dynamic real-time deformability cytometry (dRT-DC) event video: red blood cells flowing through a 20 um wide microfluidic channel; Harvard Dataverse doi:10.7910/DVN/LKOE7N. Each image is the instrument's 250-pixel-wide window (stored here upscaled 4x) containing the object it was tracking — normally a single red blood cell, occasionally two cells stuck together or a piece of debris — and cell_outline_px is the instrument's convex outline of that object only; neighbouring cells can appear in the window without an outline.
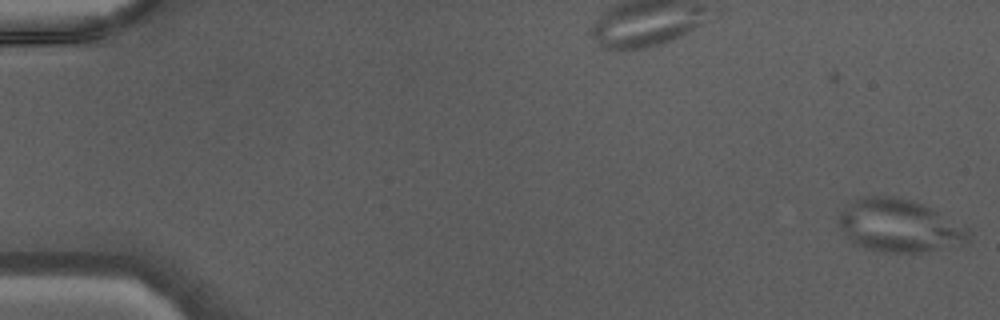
{"species": "Egyptian fruit bat (a non-hibernating species)", "species_latin": "Rousettus aegyptiacus", "temperature_condition": "warm", "stored_images_in_passage": 47, "camera_frame_rate_fps": 3000, "um_per_image_px": 0.085, "animal": {"sex": "male"}, "frame": {"image": 1, "passage_image": 1, "time_ms": 0.0, "image_size_px": [1000, 320], "cell_outline_px": [[972, 232], [968, 240], [964, 244], [920, 252], [880, 252], [864, 248], [852, 240], [840, 228], [840, 212], [852, 200], [860, 196], [896, 196], [916, 200], [932, 208], [968, 228]], "centroid_in_image_um": [76.47, 19.16], "position_along_channel_um": 8.5, "area_um2": 40.0}}
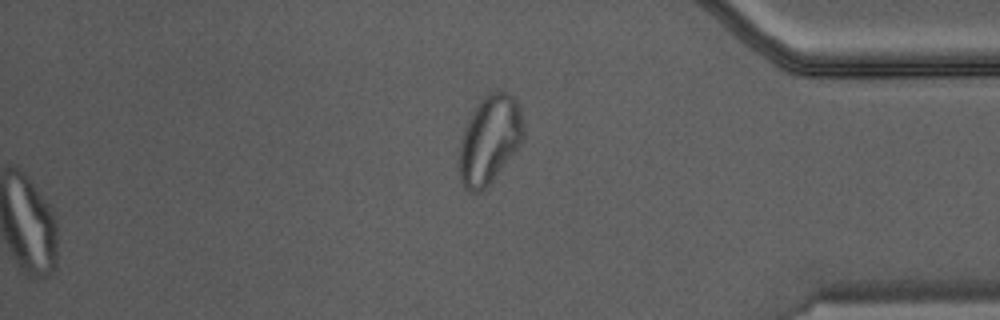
{"frame": {"image": 2, "passage_image": 47, "time_ms": 15.333, "image_size_px": [1000, 320], "cell_outline_px": [[524, 140], [492, 180], [480, 192], [472, 192], [464, 188], [460, 180], [456, 164], [460, 144], [464, 132], [472, 112], [480, 100], [488, 92], [504, 88], [520, 104], [524, 124]], "centroid_in_image_um": [41.62, 11.84], "position_along_channel_um": 393.6, "area_um2": 33.52}}